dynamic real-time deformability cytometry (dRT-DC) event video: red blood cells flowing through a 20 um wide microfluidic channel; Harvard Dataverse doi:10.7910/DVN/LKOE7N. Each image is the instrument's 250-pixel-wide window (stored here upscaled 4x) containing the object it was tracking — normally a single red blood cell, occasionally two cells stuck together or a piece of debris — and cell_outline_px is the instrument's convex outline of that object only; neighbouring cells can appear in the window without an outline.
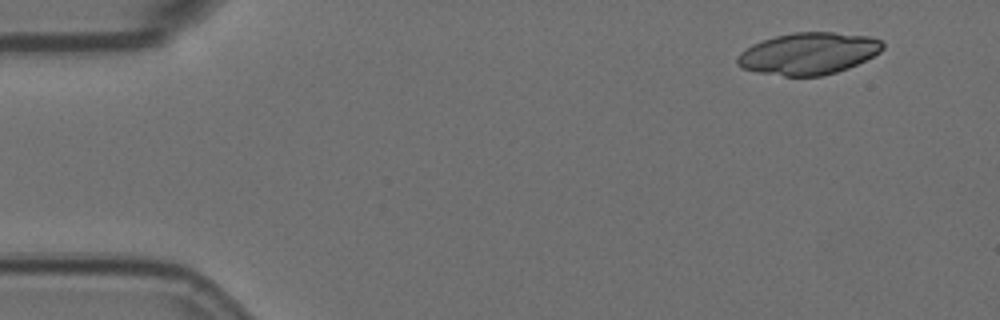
{"species": "Egyptian fruit bat (a non-hibernating species)", "species_latin": "Rousettus aegyptiacus", "temperature_condition": "room temperature", "stored_images_in_passage": 3, "camera_frame_rate_fps": 3000, "um_per_image_px": 0.085, "animal": {"sex": "female"}, "frame": {"image": 1, "passage_image": 1, "time_ms": 0.0, "image_size_px": [1000, 320], "cell_outline_px": [[884, 48], [880, 52], [848, 68], [836, 72], [820, 76], [784, 76], [756, 72], [740, 68], [736, 64], [736, 60], [740, 52], [752, 44], [776, 36], [792, 32], [832, 32], [872, 36], [884, 40]], "centroid_in_image_um": [68.72, 4.54], "position_along_channel_um": 16.3, "area_um2": 35.66}}